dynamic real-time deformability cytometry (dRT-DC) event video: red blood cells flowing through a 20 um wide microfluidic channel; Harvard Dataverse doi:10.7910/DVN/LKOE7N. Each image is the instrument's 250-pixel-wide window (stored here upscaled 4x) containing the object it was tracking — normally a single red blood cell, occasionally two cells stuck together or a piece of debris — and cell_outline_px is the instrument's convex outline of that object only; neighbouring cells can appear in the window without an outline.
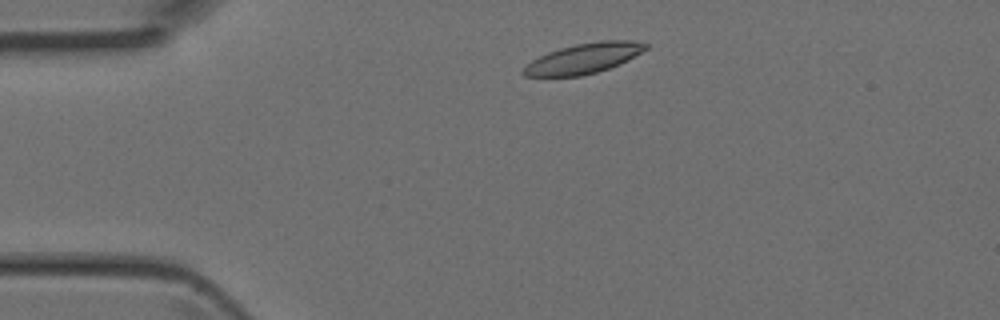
{"species": "Egyptian fruit bat (a non-hibernating species)", "species_latin": "Rousettus aegyptiacus", "temperature_condition": "room temperature", "stored_images_in_passage": 3, "camera_frame_rate_fps": 3000, "um_per_image_px": 0.085, "animal": {"sex": "female"}, "frame": {"image": 1, "passage_image": 2, "time_ms": 0.333, "image_size_px": [1000, 320], "cell_outline_px": [[648, 48], [620, 64], [596, 72], [580, 76], [524, 76], [520, 72], [532, 60], [548, 52], [560, 48], [576, 44], [600, 40], [632, 40], [648, 44]], "centroid_in_image_um": [49.62, 4.95], "position_along_channel_um": 35.4, "area_um2": 21.33}}